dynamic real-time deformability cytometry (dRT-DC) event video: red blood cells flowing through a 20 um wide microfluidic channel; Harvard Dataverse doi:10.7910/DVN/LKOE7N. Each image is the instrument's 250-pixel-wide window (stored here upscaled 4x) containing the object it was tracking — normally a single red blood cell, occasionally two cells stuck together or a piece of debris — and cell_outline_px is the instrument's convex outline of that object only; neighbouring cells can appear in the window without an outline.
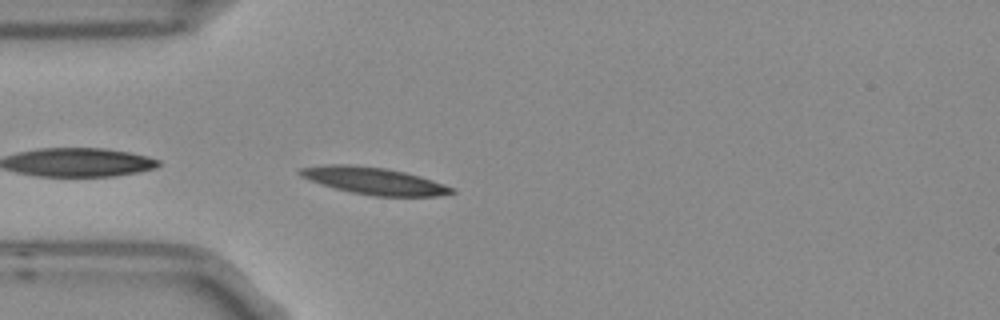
{"species": "Egyptian fruit bat (a non-hibernating species)", "species_latin": "Rousettus aegyptiacus", "temperature_condition": "room temperature", "stored_images_in_passage": 3, "camera_frame_rate_fps": 3000, "um_per_image_px": 0.085, "frame": {"image": 1, "passage_image": 3, "time_ms": 0.667, "image_size_px": [1000, 320], "cell_outline_px": [[456, 192], [436, 196], [372, 196], [352, 192], [320, 184], [300, 176], [296, 172], [300, 168], [328, 164], [348, 164], [384, 168], [404, 172], [420, 176], [452, 188]], "centroid_in_image_um": [31.73, 15.37], "position_along_channel_um": 53.3, "area_um2": 23.58}}